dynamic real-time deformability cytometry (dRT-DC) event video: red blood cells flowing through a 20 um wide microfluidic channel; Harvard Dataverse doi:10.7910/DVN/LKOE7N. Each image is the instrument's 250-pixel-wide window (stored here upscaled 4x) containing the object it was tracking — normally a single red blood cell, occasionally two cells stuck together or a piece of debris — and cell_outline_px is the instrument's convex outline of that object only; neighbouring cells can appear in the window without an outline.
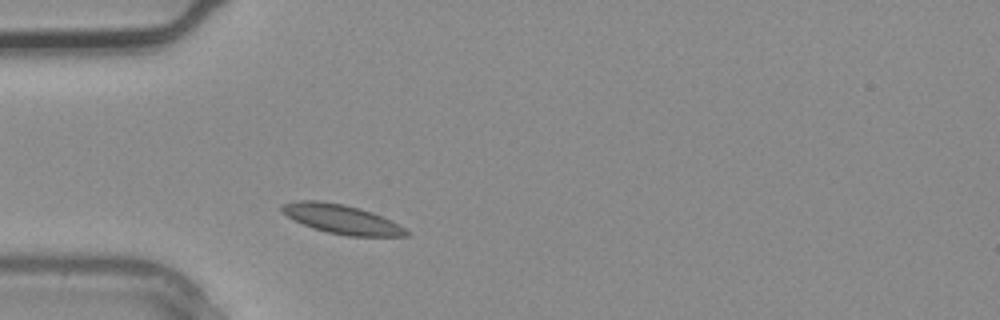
{"species": "common noctule bat (a hibernating species)", "species_latin": "Nyctalus noctula", "temperature_condition": "warm", "stored_images_in_passage": 1, "camera_frame_rate_fps": 3000, "um_per_image_px": 0.085, "animal": {"sex": "male", "body_mass_g": 20.4}, "frame": {"image": 1, "passage_image": 1, "time_ms": 0.0, "image_size_px": [1000, 320], "cell_outline_px": [[412, 232], [408, 236], [348, 236], [328, 232], [312, 228], [288, 216], [280, 208], [280, 204], [296, 200], [320, 200], [344, 204], [360, 208], [372, 212]], "centroid_in_image_um": [29.02, 18.61], "position_along_channel_um": 56.0, "area_um2": 20.98}}